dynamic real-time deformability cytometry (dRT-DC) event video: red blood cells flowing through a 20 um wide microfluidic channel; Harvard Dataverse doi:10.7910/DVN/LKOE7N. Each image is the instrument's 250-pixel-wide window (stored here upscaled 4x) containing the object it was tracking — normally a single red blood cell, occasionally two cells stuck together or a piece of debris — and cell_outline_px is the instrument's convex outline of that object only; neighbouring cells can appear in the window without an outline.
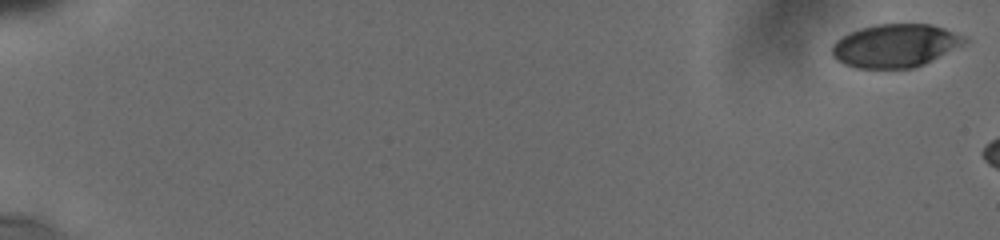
{"species": "human", "species_latin": "Homo sapiens", "temperature_condition": "cold", "stored_images_in_passage": 7, "camera_frame_rate_fps": 3000, "um_per_image_px": 0.085, "donor": {"sex": "male"}, "frame": {"image": 1, "passage_image": 1, "time_ms": 0.0, "image_size_px": [1000, 240], "cell_outline_px": [[968, 40], [932, 60], [916, 68], [856, 68], [844, 64], [836, 60], [832, 56], [832, 44], [836, 40], [848, 32], [860, 28], [876, 24], [932, 24], [944, 28], [964, 36]], "centroid_in_image_um": [76.03, 3.88], "position_along_channel_um": 9.0, "area_um2": 33.23}}